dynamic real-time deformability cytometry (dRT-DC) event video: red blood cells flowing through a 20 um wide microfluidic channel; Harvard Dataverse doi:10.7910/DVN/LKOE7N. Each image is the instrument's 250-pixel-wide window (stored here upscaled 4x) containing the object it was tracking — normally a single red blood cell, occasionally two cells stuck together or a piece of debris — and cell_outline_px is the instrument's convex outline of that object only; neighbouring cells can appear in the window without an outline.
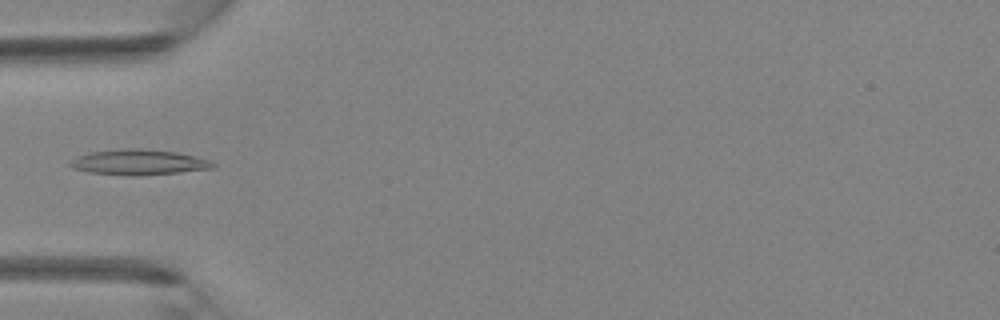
{"species": "Egyptian fruit bat (a non-hibernating species)", "species_latin": "Rousettus aegyptiacus", "temperature_condition": "room temperature", "stored_images_in_passage": 25, "camera_frame_rate_fps": 3000, "um_per_image_px": 0.085, "animal": {"sex": "female"}, "frame": {"image": 1, "passage_image": 1, "time_ms": 0.0, "image_size_px": [1000, 320], "cell_outline_px": [[216, 164], [212, 168], [180, 172], [136, 176], [132, 176], [88, 172], [72, 168], [68, 164], [76, 156], [92, 152], [176, 152], [208, 160]], "centroid_in_image_um": [11.77, 13.86], "position_along_channel_um": 73.2, "area_um2": 19.54}}
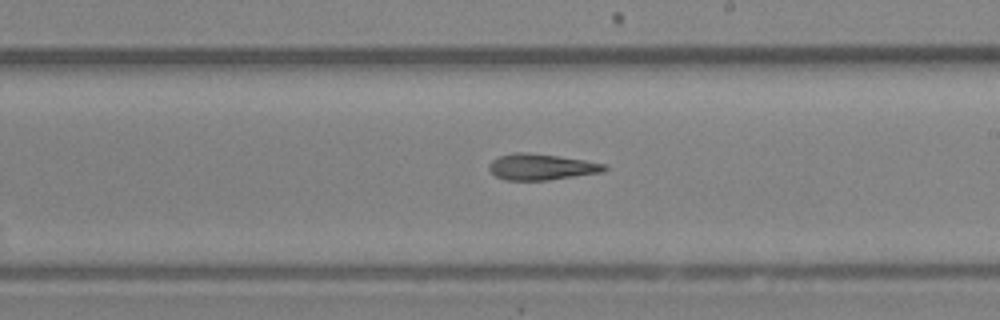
{"frame": {"image": 2, "passage_image": 11, "time_ms": 3.333, "image_size_px": [1000, 320], "cell_outline_px": [[608, 168], [604, 172], [548, 180], [504, 180], [496, 176], [488, 168], [492, 160], [500, 156], [516, 152], [524, 152], [556, 156], [584, 160], [608, 164]], "centroid_in_image_um": [46.05, 14.19], "position_along_channel_um": 243.0, "area_um2": 17.46}}
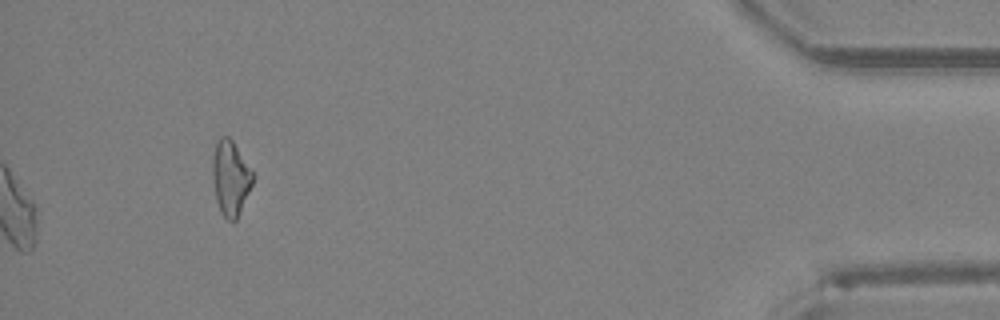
{"frame": {"image": 3, "passage_image": 25, "time_ms": 8.0, "image_size_px": [1000, 320], "cell_outline_px": [[252, 184], [236, 220], [228, 220], [220, 212], [216, 200], [212, 176], [212, 156], [216, 140], [220, 136], [228, 136], [232, 140], [252, 172]], "centroid_in_image_um": [19.55, 15.1], "position_along_channel_um": 415.7, "area_um2": 17.28}}